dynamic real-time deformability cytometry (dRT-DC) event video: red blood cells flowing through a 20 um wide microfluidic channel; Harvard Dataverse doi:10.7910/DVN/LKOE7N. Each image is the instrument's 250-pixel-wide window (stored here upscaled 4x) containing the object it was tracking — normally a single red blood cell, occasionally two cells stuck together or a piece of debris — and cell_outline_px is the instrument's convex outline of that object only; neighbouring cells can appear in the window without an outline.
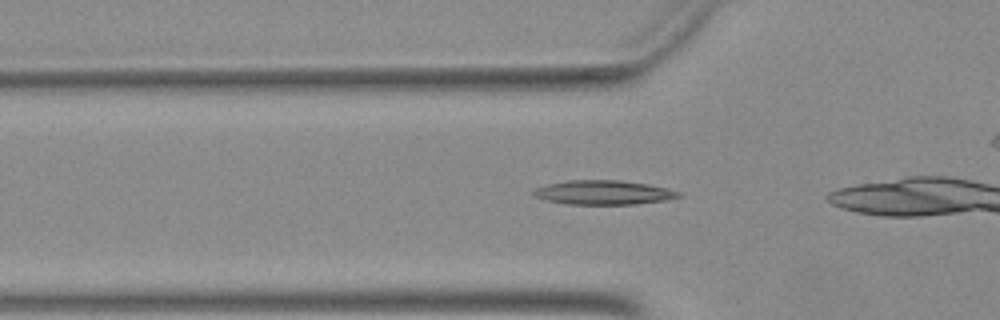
{"species": "Egyptian fruit bat (a non-hibernating species)", "species_latin": "Rousettus aegyptiacus", "temperature_condition": "warm", "stored_images_in_passage": 28, "camera_frame_rate_fps": 3000, "um_per_image_px": 0.085, "animal": {"sex": "female"}, "frame": {"image": 1, "passage_image": 11, "time_ms": 3.333, "image_size_px": [1000, 320], "cell_outline_px": [[684, 196], [668, 200], [636, 204], [568, 204], [548, 200], [532, 196], [532, 192], [536, 188], [548, 184], [568, 180], [620, 180], [648, 184], [668, 188], [680, 192]], "centroid_in_image_um": [51.35, 16.36], "position_along_channel_um": 74.5, "area_um2": 20.58}}
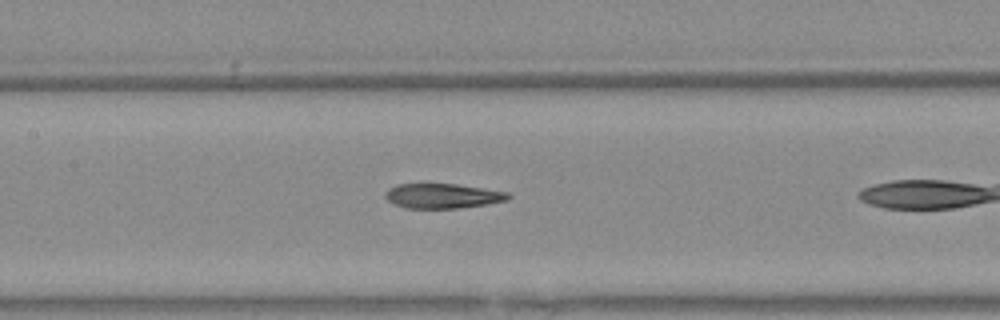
{"frame": {"image": 2, "passage_image": 18, "time_ms": 5.667, "image_size_px": [1000, 320], "cell_outline_px": [[512, 196], [508, 200], [484, 204], [456, 208], [404, 208], [388, 200], [384, 196], [384, 192], [388, 188], [396, 184], [424, 180], [456, 184], [508, 192]], "centroid_in_image_um": [37.52, 16.59], "position_along_channel_um": 169.9, "area_um2": 18.5}}
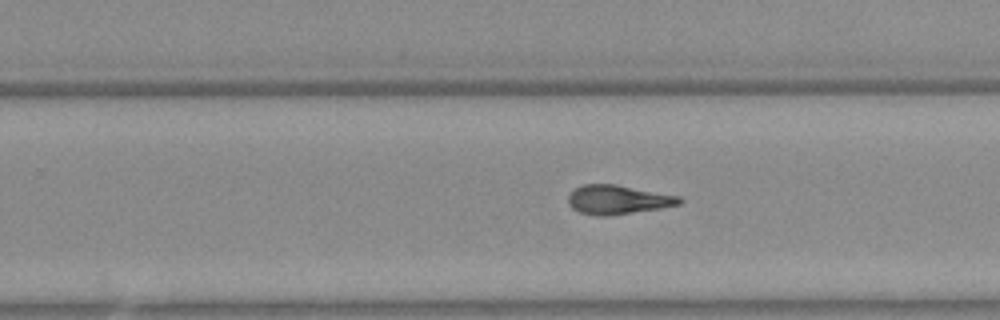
{"frame": {"image": 3, "passage_image": 26, "time_ms": 8.333, "image_size_px": [1000, 320], "cell_outline_px": [[684, 200], [680, 204], [660, 208], [604, 216], [600, 216], [580, 212], [572, 208], [568, 204], [568, 196], [576, 188], [584, 184], [616, 184], [680, 196]], "centroid_in_image_um": [52.53, 16.96], "position_along_channel_um": 277.3, "area_um2": 18.67}}